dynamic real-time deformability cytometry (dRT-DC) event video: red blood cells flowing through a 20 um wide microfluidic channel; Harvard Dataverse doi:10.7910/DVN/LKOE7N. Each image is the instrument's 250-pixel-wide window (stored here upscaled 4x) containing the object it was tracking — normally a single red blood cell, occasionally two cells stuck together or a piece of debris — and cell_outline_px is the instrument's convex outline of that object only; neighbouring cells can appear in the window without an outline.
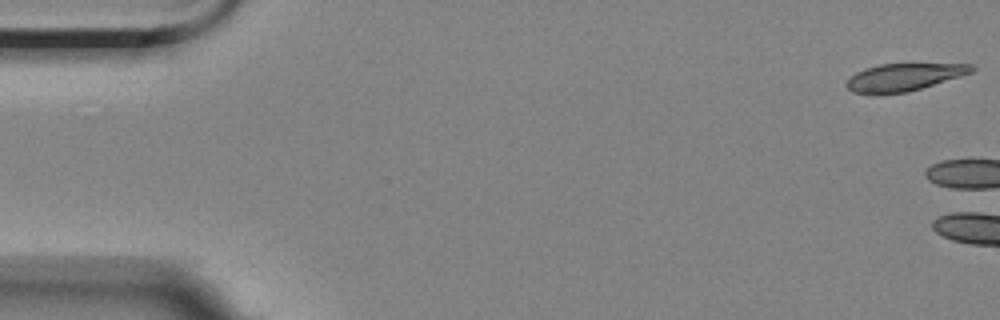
{"species": "Egyptian fruit bat (a non-hibernating species)", "species_latin": "Rousettus aegyptiacus", "temperature_condition": "room temperature", "stored_images_in_passage": 2, "camera_frame_rate_fps": 3000, "um_per_image_px": 0.085, "animal": {"sex": "female"}, "frame": {"image": 1, "passage_image": 2, "time_ms": 1.667, "image_size_px": [1000, 320], "cell_outline_px": [[976, 68], [972, 72], [960, 76], [908, 92], [852, 92], [844, 84], [856, 72], [864, 68], [880, 64], [972, 64]], "centroid_in_image_um": [76.85, 6.53], "position_along_channel_um": 8.2, "area_um2": 19.42}}